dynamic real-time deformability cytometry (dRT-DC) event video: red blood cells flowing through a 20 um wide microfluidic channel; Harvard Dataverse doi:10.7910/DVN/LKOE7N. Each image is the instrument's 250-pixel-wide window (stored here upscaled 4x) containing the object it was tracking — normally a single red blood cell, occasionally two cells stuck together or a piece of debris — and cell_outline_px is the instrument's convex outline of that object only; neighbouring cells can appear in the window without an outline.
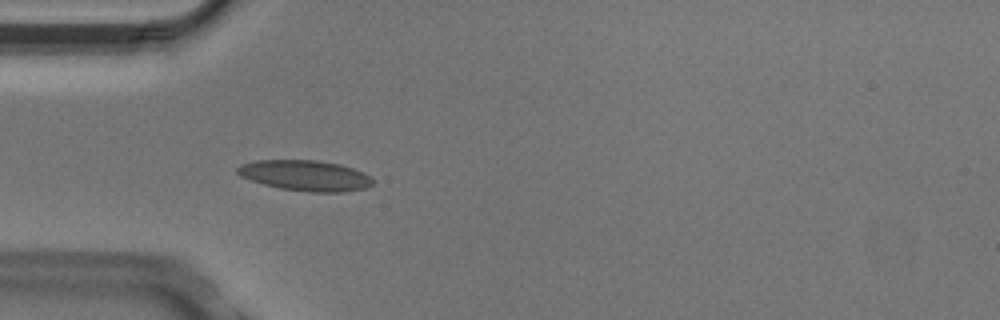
{"species": "Egyptian fruit bat (a non-hibernating species)", "species_latin": "Rousettus aegyptiacus", "temperature_condition": "cold", "stored_images_in_passage": 4, "camera_frame_rate_fps": 3000, "um_per_image_px": 0.085, "animal": {"sex": "male"}, "frame": {"image": 1, "passage_image": 4, "time_ms": 1.0, "image_size_px": [1000, 320], "cell_outline_px": [[372, 184], [364, 188], [344, 192], [308, 192], [280, 188], [264, 184], [240, 176], [236, 172], [236, 168], [240, 164], [256, 160], [316, 160], [340, 164], [364, 172], [372, 180]], "centroid_in_image_um": [25.92, 14.91], "position_along_channel_um": 59.1, "area_um2": 24.04}}